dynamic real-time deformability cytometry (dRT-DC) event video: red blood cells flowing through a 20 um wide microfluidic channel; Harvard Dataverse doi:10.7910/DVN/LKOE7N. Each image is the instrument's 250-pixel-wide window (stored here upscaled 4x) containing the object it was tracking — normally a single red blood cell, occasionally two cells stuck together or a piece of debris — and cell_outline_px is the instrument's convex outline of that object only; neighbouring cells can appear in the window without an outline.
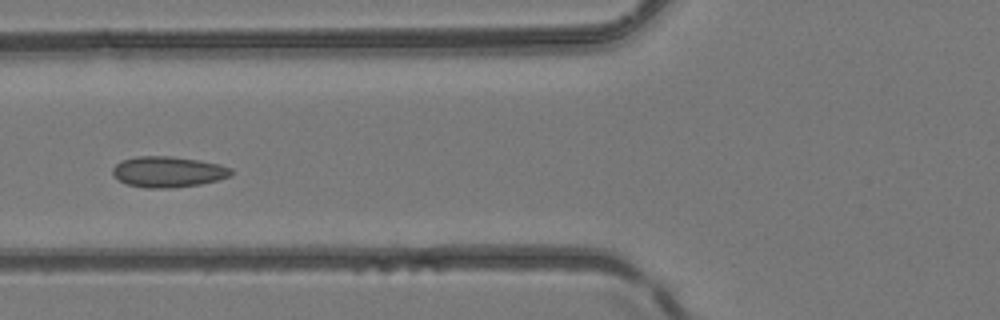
{"species": "common noctule bat (a hibernating species)", "species_latin": "Nyctalus noctula", "temperature_condition": "room temperature", "stored_images_in_passage": 6, "camera_frame_rate_fps": 3000, "um_per_image_px": 0.085, "animal": {"sex": "female", "body_mass_g": 24.6, "forearm_length_mm": 56.2}, "frame": {"image": 1, "passage_image": 6, "time_ms": 1.667, "image_size_px": [1000, 320], "cell_outline_px": [[232, 176], [200, 184], [168, 188], [144, 188], [128, 184], [120, 180], [112, 172], [112, 168], [120, 160], [136, 156], [172, 156], [220, 164], [232, 168]], "centroid_in_image_um": [14.28, 14.59], "position_along_channel_um": 111.5, "area_um2": 21.21}}